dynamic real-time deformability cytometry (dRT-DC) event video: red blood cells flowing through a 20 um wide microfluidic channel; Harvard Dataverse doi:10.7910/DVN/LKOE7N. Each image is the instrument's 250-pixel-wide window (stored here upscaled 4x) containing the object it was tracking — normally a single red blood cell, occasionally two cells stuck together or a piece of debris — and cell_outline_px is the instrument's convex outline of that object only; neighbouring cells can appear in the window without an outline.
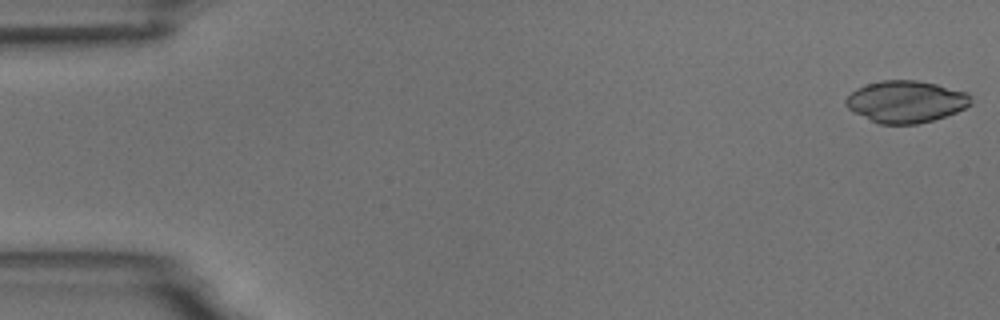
{"species": "common noctule bat (a hibernating species)", "species_latin": "Nyctalus noctula", "temperature_condition": "room temperature", "stored_images_in_passage": 5, "camera_frame_rate_fps": 3000, "um_per_image_px": 0.085, "animal": {"sex": "male", "body_mass_g": 18.8}, "frame": {"image": 1, "passage_image": 1, "time_ms": 0.0, "image_size_px": [1000, 320], "cell_outline_px": [[972, 104], [956, 112], [932, 120], [916, 124], [880, 124], [848, 108], [844, 104], [844, 100], [856, 88], [880, 80], [916, 80], [936, 84], [968, 92]], "centroid_in_image_um": [77.01, 8.62], "position_along_channel_um": 8.0, "area_um2": 30.29}}